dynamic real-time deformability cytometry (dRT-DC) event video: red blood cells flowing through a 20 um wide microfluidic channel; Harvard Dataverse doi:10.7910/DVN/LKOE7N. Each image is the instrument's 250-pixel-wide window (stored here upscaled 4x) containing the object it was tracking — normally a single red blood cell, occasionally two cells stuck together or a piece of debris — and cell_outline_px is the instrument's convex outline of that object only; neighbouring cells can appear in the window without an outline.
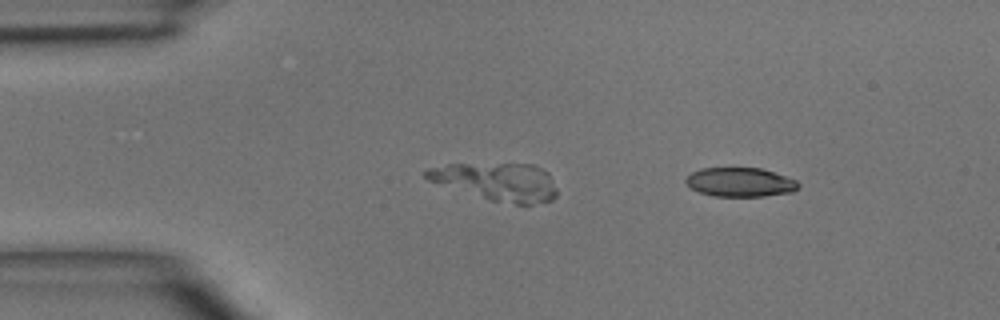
{"species": "common noctule bat (a hibernating species)", "species_latin": "Nyctalus noctula", "temperature_condition": "room temperature", "stored_images_in_passage": 3, "segment_of_instrument_passage": [2, 2], "camera_frame_rate_fps": 3000, "um_per_image_px": 0.085, "animal": {"sex": "male", "body_mass_g": 15.6}, "frame": {"image": 1, "passage_image": 3, "time_ms": 2.0, "image_size_px": [1000, 320], "cell_outline_px": [[800, 188], [792, 192], [764, 196], [712, 196], [700, 192], [692, 188], [684, 180], [692, 172], [700, 168], [760, 168], [796, 180], [800, 184]], "centroid_in_image_um": [62.92, 15.49], "position_along_channel_um": 22.1, "area_um2": 18.96}}